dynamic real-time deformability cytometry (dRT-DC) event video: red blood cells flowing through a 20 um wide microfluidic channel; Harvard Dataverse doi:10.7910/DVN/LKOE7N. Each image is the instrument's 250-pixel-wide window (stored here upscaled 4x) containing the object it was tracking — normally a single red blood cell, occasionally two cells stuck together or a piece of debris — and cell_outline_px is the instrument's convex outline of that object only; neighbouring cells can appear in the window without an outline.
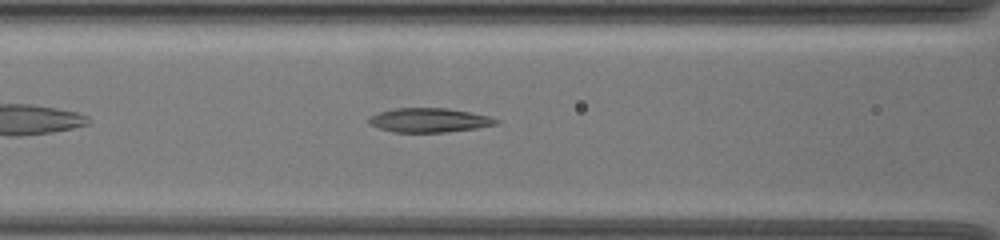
{"species": "common noctule bat (a hibernating species)", "species_latin": "Nyctalus noctula", "temperature_condition": "warm", "stored_images_in_passage": 33, "camera_frame_rate_fps": 3000, "um_per_image_px": 0.085, "animal": {"sex": "female", "body_mass_g": 19.5, "forearm_length_mm": 54.1}, "frame": {"image": 1, "passage_image": 9, "time_ms": 2.667, "image_size_px": [1000, 240], "cell_outline_px": [[500, 120], [496, 124], [476, 128], [448, 132], [392, 132], [368, 124], [368, 116], [380, 112], [396, 108], [444, 108], [468, 112], [488, 116]], "centroid_in_image_um": [36.44, 10.22], "position_along_channel_um": 130.2, "area_um2": 17.8}}
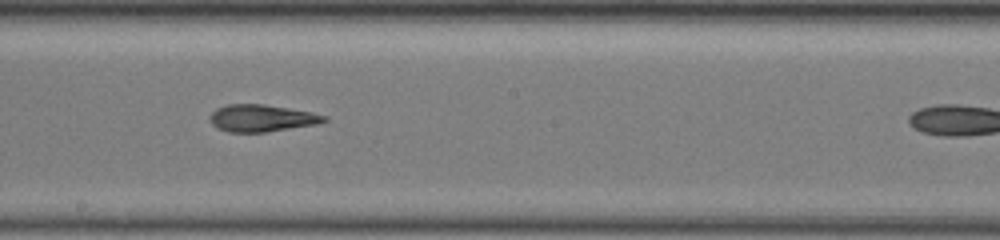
{"frame": {"image": 2, "passage_image": 17, "time_ms": 5.333, "image_size_px": [1000, 240], "cell_outline_px": [[328, 120], [316, 124], [264, 132], [228, 132], [216, 128], [212, 124], [212, 112], [216, 108], [228, 104], [264, 104], [288, 108], [308, 112], [324, 116]], "centroid_in_image_um": [22.19, 10.04], "position_along_channel_um": 226.0, "area_um2": 17.63}}
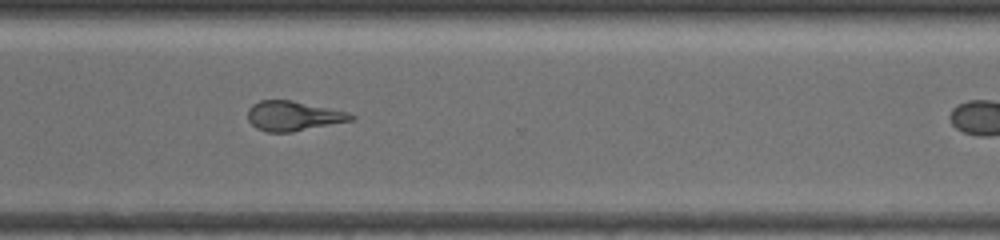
{"frame": {"image": 3, "passage_image": 27, "time_ms": 8.667, "image_size_px": [1000, 240], "cell_outline_px": [[356, 116], [352, 120], [292, 132], [268, 132], [256, 128], [248, 120], [248, 108], [252, 104], [260, 100], [292, 100], [344, 112]], "centroid_in_image_um": [24.86, 9.86], "position_along_channel_um": 345.7, "area_um2": 17.57}}